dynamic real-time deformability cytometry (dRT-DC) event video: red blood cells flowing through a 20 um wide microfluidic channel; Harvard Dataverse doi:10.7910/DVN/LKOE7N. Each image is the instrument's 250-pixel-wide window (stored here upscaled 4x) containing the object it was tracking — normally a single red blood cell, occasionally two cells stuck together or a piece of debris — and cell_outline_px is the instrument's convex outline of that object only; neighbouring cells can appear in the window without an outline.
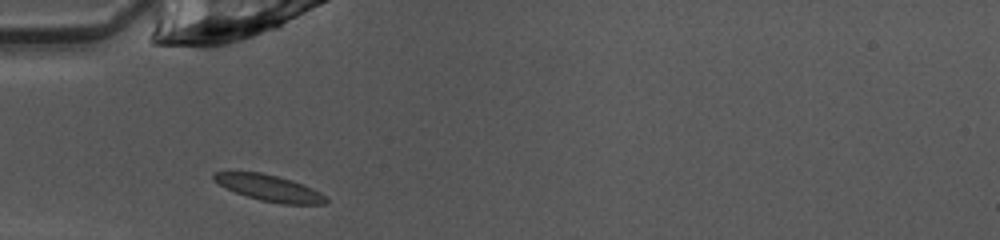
{"species": "common noctule bat (a hibernating species)", "species_latin": "Nyctalus noctula", "temperature_condition": "warm", "stored_images_in_passage": 35, "camera_frame_rate_fps": 3000, "um_per_image_px": 0.085, "animal": {"sex": "female", "body_mass_g": 10.0, "forearm_length_mm": 53.1}, "frame": {"image": 1, "passage_image": 1, "time_ms": 0.0, "image_size_px": [1000, 240], "cell_outline_px": [[328, 200], [324, 204], [280, 204], [260, 200], [236, 192], [212, 180], [212, 172], [260, 172], [292, 180], [312, 188], [320, 192]], "centroid_in_image_um": [22.89, 15.98], "position_along_channel_um": 62.1, "area_um2": 16.88}}
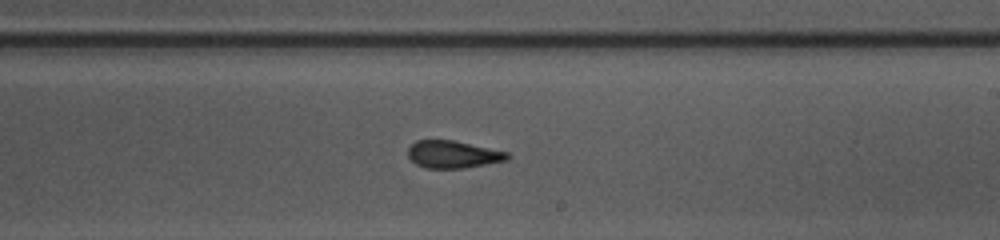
{"frame": {"image": 2, "passage_image": 15, "time_ms": 4.667, "image_size_px": [1000, 240], "cell_outline_px": [[512, 156], [508, 160], [460, 168], [428, 168], [416, 164], [408, 156], [408, 148], [416, 140], [452, 140], [508, 152]], "centroid_in_image_um": [38.51, 13.12], "position_along_channel_um": 250.5, "area_um2": 15.66}}
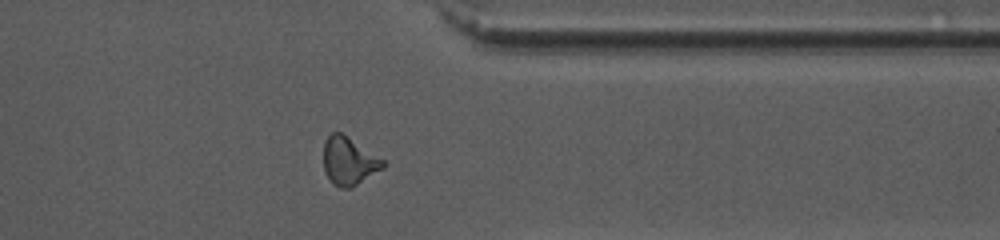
{"frame": {"image": 3, "passage_image": 25, "time_ms": 8.0, "image_size_px": [1000, 240], "cell_outline_px": [[388, 164], [384, 168], [352, 188], [340, 188], [332, 184], [324, 172], [324, 140], [332, 132], [340, 132], [384, 160]], "centroid_in_image_um": [29.66, 13.72], "position_along_channel_um": 381.7, "area_um2": 16.7}, "authors_computed_cell_mechanics": {"area_um2": 16.2996, "velocity_mm_per_s": 4.0827, "shape_relaxation_time_tau1_ms": 8.9846, "shape_relaxation_time_tau2_ms": 1.7962, "deformation_change_tau1": 0.1978, "deformation_change_tau2": 0.0678}}